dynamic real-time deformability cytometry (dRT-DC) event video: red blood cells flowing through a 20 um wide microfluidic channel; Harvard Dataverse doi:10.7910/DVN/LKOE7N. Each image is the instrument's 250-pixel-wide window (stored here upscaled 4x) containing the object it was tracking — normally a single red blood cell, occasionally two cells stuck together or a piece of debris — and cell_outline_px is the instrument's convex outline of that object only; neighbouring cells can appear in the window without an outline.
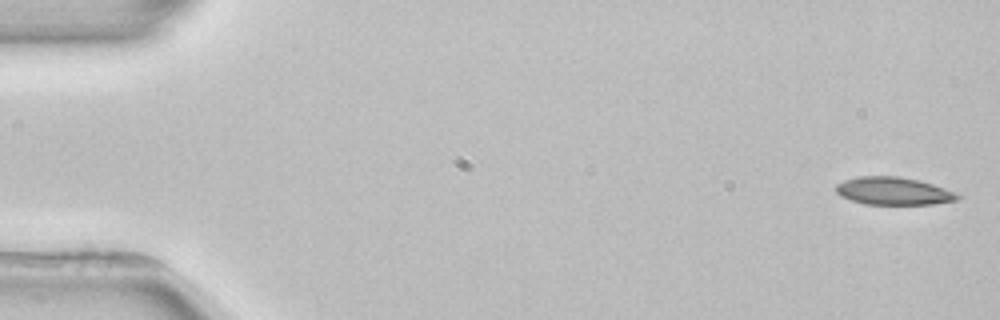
{"species": "common noctule bat (a hibernating species)", "species_latin": "Nyctalus noctula", "temperature_condition": "room temperature", "stored_images_in_passage": 3, "camera_frame_rate_fps": 3000, "um_per_image_px": 0.085, "animal": {"sex": "female", "body_mass_g": 22.7, "forearm_length_mm": 54.2}, "frame": {"image": 1, "passage_image": 1, "time_ms": 0.0, "image_size_px": [1000, 320], "cell_outline_px": [[964, 196], [956, 200], [932, 204], [864, 204], [840, 196], [836, 192], [836, 184], [844, 180], [860, 176], [900, 176], [932, 184], [956, 192]], "centroid_in_image_um": [75.95, 16.24], "position_along_channel_um": 9.1, "area_um2": 19.59}}
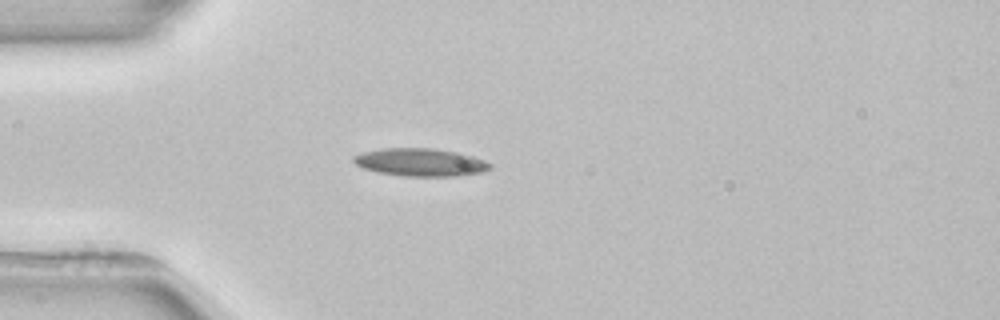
{"frame": {"image": 2, "passage_image": 3, "time_ms": 4.333, "image_size_px": [1000, 320], "cell_outline_px": [[492, 168], [484, 172], [456, 176], [404, 176], [380, 172], [364, 168], [356, 164], [352, 160], [352, 156], [360, 152], [380, 148], [432, 148], [460, 152], [484, 160], [492, 164]], "centroid_in_image_um": [35.75, 13.78], "position_along_channel_um": 49.3, "area_um2": 22.31}}